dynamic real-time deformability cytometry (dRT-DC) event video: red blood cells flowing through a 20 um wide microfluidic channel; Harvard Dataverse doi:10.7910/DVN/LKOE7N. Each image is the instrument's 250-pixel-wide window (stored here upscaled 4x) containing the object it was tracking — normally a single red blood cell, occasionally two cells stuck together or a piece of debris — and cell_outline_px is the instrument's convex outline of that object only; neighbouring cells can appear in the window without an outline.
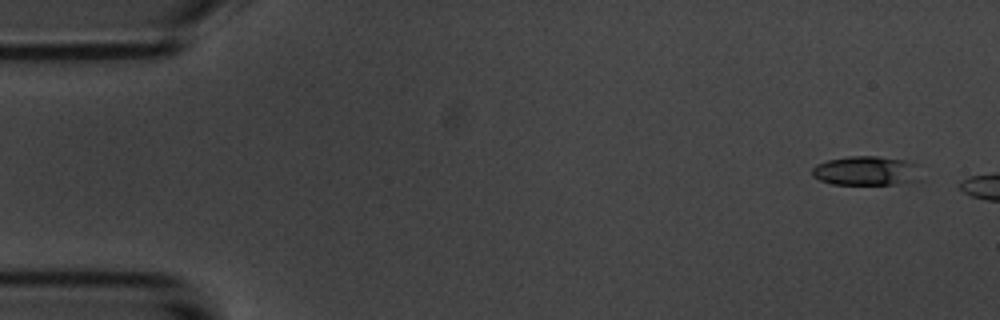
{"species": "common noctule bat (a hibernating species)", "species_latin": "Nyctalus noctula", "temperature_condition": "room temperature", "stored_images_in_passage": 3, "camera_frame_rate_fps": 3000, "um_per_image_px": 0.085, "animal": {"sex": "male", "body_mass_g": 20.1, "forearm_length_mm": 53.5}, "frame": {"image": 1, "passage_image": 1, "time_ms": 0.0, "image_size_px": [1000, 320], "cell_outline_px": [[924, 180], [896, 184], [832, 184], [820, 180], [812, 176], [812, 168], [816, 164], [828, 160], [848, 156], [876, 156], [904, 160], [920, 164]], "centroid_in_image_um": [73.73, 14.52], "position_along_channel_um": 11.3, "area_um2": 19.07}}